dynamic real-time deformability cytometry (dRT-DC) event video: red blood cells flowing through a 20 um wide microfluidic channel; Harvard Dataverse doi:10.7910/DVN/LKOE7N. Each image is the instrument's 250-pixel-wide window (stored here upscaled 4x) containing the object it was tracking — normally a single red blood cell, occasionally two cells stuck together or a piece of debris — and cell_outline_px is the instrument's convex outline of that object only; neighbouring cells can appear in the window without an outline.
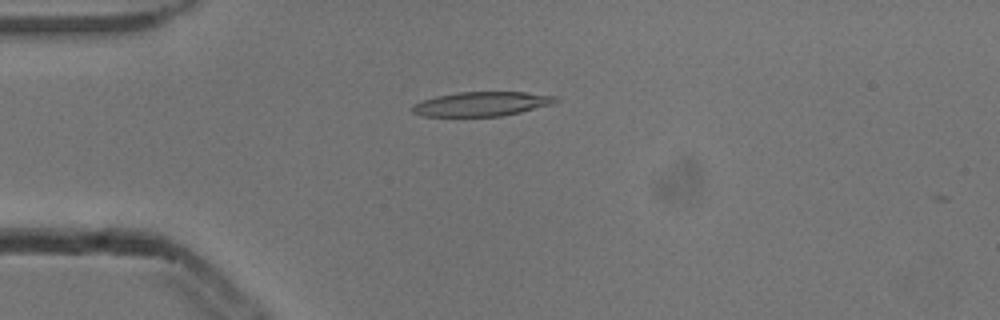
{"species": "common noctule bat (a hibernating species)", "species_latin": "Nyctalus noctula", "temperature_condition": "cold", "stored_images_in_passage": 5, "camera_frame_rate_fps": 3000, "um_per_image_px": 0.085, "animal": {"sex": "male", "body_mass_g": 13.3}, "frame": {"image": 1, "passage_image": 3, "time_ms": 0.667, "image_size_px": [1000, 320], "cell_outline_px": [[560, 100], [552, 104], [520, 112], [500, 116], [424, 116], [412, 112], [408, 108], [412, 104], [436, 96], [456, 92], [524, 92], [560, 96]], "centroid_in_image_um": [40.94, 8.83], "position_along_channel_um": 44.1, "area_um2": 20.46}}
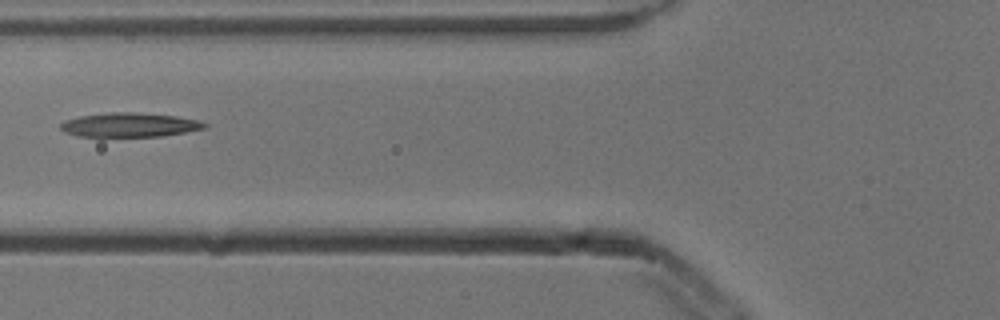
{"frame": {"image": 2, "passage_image": 5, "time_ms": 1.333, "image_size_px": [1000, 320], "cell_outline_px": [[208, 128], [160, 136], [76, 136], [64, 132], [60, 128], [60, 124], [64, 120], [80, 116], [112, 112], [132, 112], [176, 116], [196, 120], [208, 124]], "centroid_in_image_um": [10.99, 10.61], "position_along_channel_um": 114.8, "area_um2": 20.11}}